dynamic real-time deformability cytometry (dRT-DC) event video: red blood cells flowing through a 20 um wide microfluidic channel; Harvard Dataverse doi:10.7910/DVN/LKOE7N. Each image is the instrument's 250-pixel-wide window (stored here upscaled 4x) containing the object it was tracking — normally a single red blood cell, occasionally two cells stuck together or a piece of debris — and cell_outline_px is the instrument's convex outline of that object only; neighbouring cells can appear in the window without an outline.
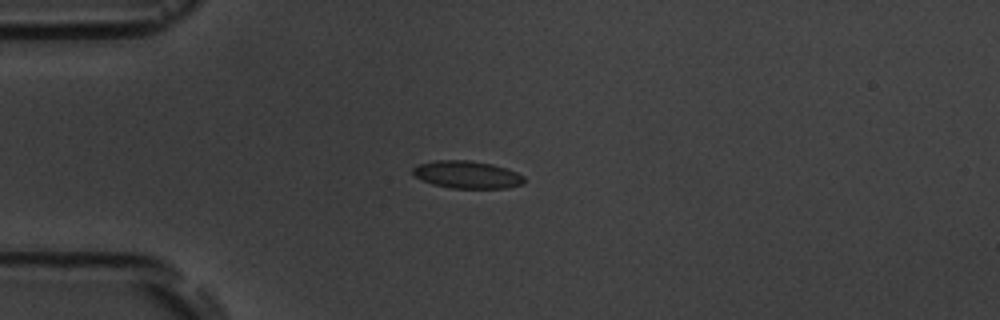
{"species": "common noctule bat (a hibernating species)", "species_latin": "Nyctalus noctula", "temperature_condition": "room temperature", "stored_images_in_passage": 13, "camera_frame_rate_fps": 3000, "um_per_image_px": 0.085, "animal": {"sex": "male", "body_mass_g": 19.5, "forearm_length_mm": 54.6}, "frame": {"image": 1, "passage_image": 4, "time_ms": 4.333, "image_size_px": [1000, 320], "cell_outline_px": [[524, 184], [508, 188], [452, 188], [432, 184], [416, 176], [412, 172], [412, 168], [416, 164], [436, 160], [468, 160], [492, 164], [516, 172], [524, 176]], "centroid_in_image_um": [39.7, 14.84], "position_along_channel_um": 45.3, "area_um2": 17.8}}
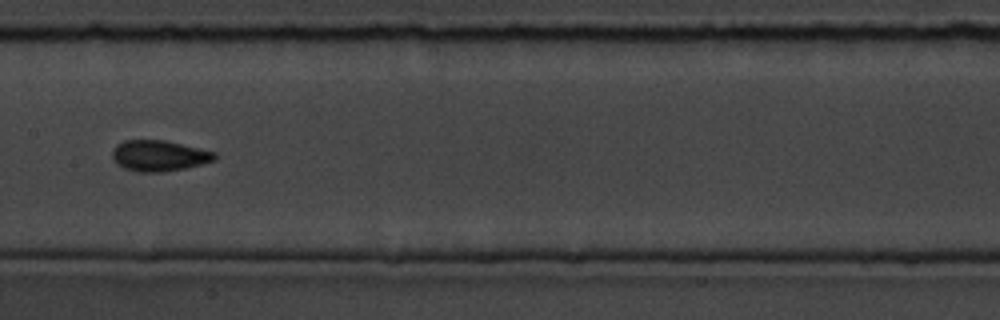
{"frame": {"image": 2, "passage_image": 8, "time_ms": 9.0, "image_size_px": [1000, 320], "cell_outline_px": [[216, 156], [212, 160], [200, 164], [184, 168], [164, 172], [136, 172], [124, 168], [116, 164], [112, 156], [112, 148], [116, 144], [124, 140], [164, 140], [216, 152]], "centroid_in_image_um": [13.45, 13.23], "position_along_channel_um": 194.0, "area_um2": 18.38}}
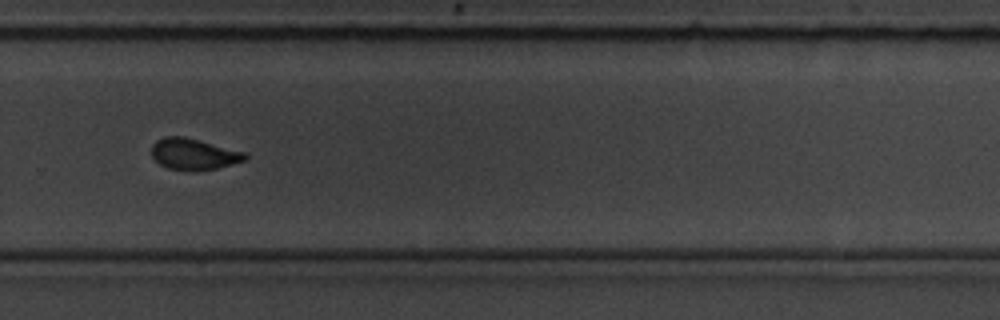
{"frame": {"image": 3, "passage_image": 11, "time_ms": 12.333, "image_size_px": [1000, 320], "cell_outline_px": [[248, 156], [244, 160], [216, 168], [196, 172], [192, 172], [168, 168], [160, 164], [152, 156], [152, 144], [156, 140], [164, 136], [184, 136], [244, 152]], "centroid_in_image_um": [16.42, 13.1], "position_along_channel_um": 313.4, "area_um2": 16.99}, "authors_computed_cell_mechanics": {"area_um2": 17.2822, "velocity_mm_per_s": 3.6029, "shape_relaxation_time_tau1_ms": 4.8805, "shape_relaxation_time_tau2_ms": 1.6078, "deformation_change_tau1": 0.1491, "deformation_change_tau2": 0.0661}}